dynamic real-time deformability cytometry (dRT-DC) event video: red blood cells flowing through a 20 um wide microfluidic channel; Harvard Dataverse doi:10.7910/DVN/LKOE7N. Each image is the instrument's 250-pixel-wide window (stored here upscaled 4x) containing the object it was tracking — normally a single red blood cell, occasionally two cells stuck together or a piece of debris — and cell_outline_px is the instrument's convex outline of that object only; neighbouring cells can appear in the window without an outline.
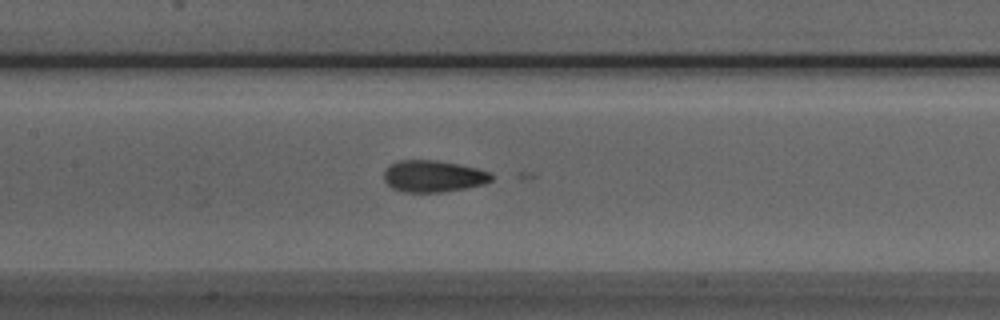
{"species": "Egyptian fruit bat (a non-hibernating species)", "species_latin": "Rousettus aegyptiacus", "temperature_condition": "room temperature", "stored_images_in_passage": 45, "camera_frame_rate_fps": 3000, "um_per_image_px": 0.085, "animal": {"sex": "male"}, "frame": {"image": 1, "passage_image": 16, "time_ms": 5.0, "image_size_px": [1000, 320], "cell_outline_px": [[492, 180], [484, 184], [464, 188], [440, 192], [400, 192], [392, 188], [384, 180], [384, 168], [388, 164], [400, 160], [436, 160], [460, 164], [476, 168], [488, 172], [492, 176]], "centroid_in_image_um": [36.77, 14.97], "position_along_channel_um": 170.6, "area_um2": 19.94}}
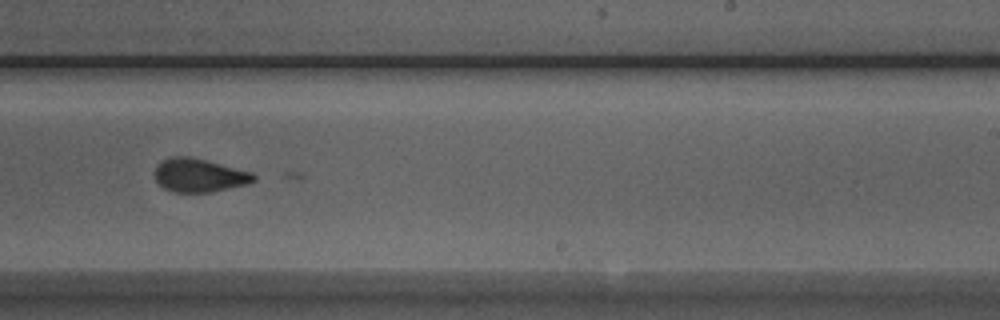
{"frame": {"image": 2, "passage_image": 24, "time_ms": 7.667, "image_size_px": [1000, 320], "cell_outline_px": [[256, 180], [248, 184], [212, 192], [172, 192], [164, 188], [156, 180], [152, 172], [156, 164], [172, 156], [188, 156], [252, 172], [256, 176]], "centroid_in_image_um": [16.9, 14.91], "position_along_channel_um": 272.1, "area_um2": 19.36}}
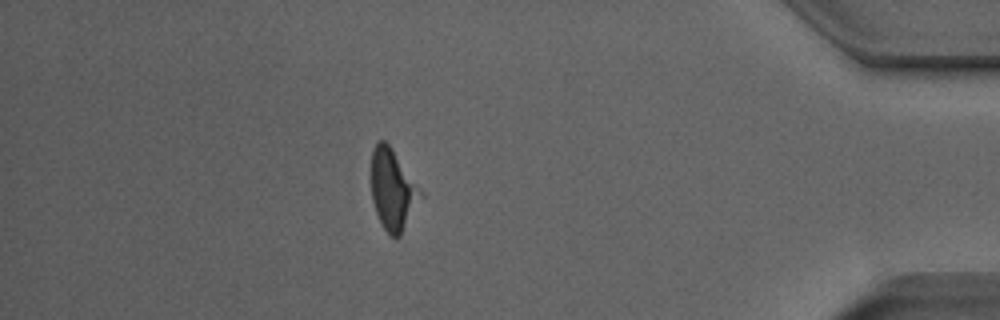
{"frame": {"image": 3, "passage_image": 38, "time_ms": 12.333, "image_size_px": [1000, 320], "cell_outline_px": [[424, 196], [400, 236], [392, 236], [384, 228], [376, 212], [372, 200], [372, 148], [376, 140], [384, 140], [392, 148], [424, 192]], "centroid_in_image_um": [33.42, 16.09], "position_along_channel_um": 401.8, "area_um2": 23.29}}